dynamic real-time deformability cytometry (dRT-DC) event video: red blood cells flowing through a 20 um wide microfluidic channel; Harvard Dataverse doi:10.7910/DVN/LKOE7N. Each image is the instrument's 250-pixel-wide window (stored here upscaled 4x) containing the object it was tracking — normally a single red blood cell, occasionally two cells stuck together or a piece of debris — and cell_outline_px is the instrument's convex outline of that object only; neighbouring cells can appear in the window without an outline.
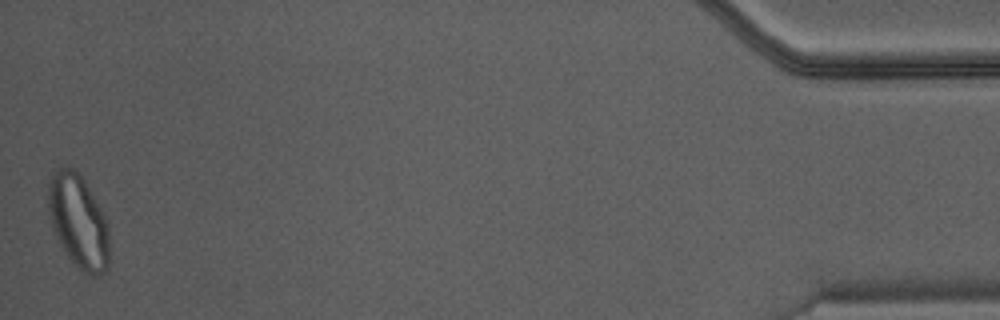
{"species": "Egyptian fruit bat (a non-hibernating species)", "species_latin": "Rousettus aegyptiacus", "temperature_condition": "warm", "stored_images_in_passage": 39, "camera_frame_rate_fps": 3000, "um_per_image_px": 0.085, "animal": {"sex": "male"}, "frame": {"image": 1, "passage_image": 39, "time_ms": 12.667, "image_size_px": [1000, 320], "cell_outline_px": [[108, 268], [100, 276], [92, 276], [84, 272], [64, 252], [56, 236], [48, 212], [48, 188], [52, 172], [60, 168], [72, 168], [84, 180], [104, 216], [108, 228]], "centroid_in_image_um": [6.65, 18.84], "position_along_channel_um": 428.5, "area_um2": 32.71}}